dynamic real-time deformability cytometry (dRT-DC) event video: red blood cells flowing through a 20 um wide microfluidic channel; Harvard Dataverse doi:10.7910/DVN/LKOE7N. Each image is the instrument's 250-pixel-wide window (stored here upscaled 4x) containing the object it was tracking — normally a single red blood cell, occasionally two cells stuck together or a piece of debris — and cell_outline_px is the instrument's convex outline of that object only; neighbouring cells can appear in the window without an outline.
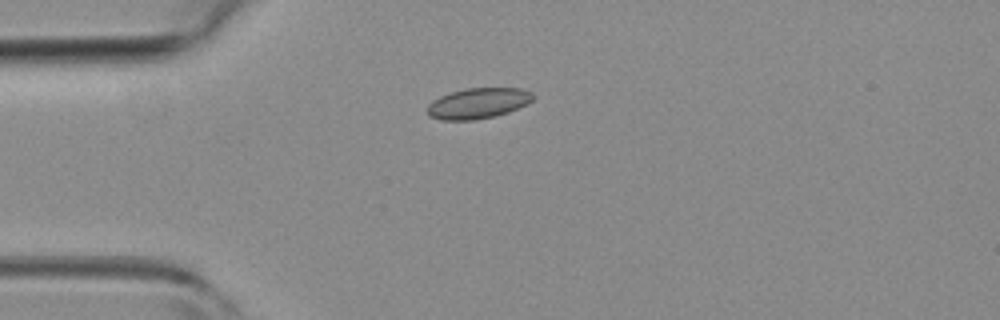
{"species": "common noctule bat (a hibernating species)", "species_latin": "Nyctalus noctula", "temperature_condition": "room temperature", "stored_images_in_passage": 1, "camera_frame_rate_fps": 3000, "um_per_image_px": 0.085, "animal": {"sex": "female", "body_mass_g": 19.3, "forearm_length_mm": 54.1}, "frame": {"image": 1, "passage_image": 1, "time_ms": 0.0, "image_size_px": [1000, 320], "cell_outline_px": [[536, 96], [532, 100], [508, 112], [496, 116], [476, 120], [440, 120], [428, 116], [428, 104], [432, 100], [440, 96], [464, 88], [520, 88], [532, 92]], "centroid_in_image_um": [40.61, 8.78], "position_along_channel_um": 44.4, "area_um2": 18.9}}